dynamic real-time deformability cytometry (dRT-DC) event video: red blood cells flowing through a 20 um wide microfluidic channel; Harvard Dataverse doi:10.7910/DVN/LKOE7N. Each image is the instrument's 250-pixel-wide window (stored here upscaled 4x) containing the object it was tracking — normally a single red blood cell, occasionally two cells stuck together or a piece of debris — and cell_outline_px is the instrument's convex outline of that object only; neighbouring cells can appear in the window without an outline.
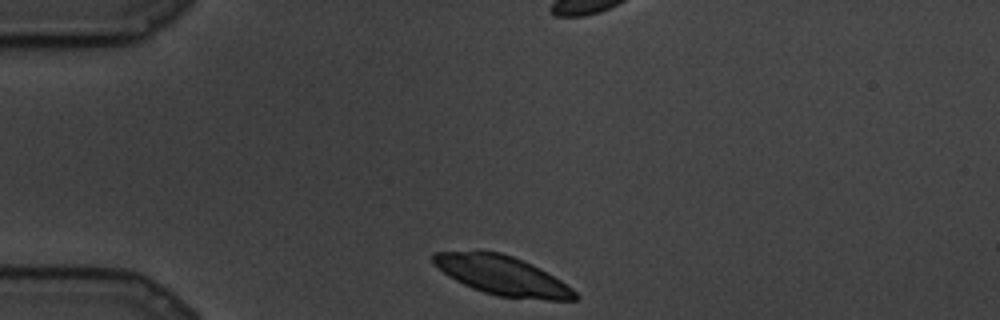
{"species": "common noctule bat (a hibernating species)", "species_latin": "Nyctalus noctula", "temperature_condition": "cold", "stored_images_in_passage": 68, "camera_frame_rate_fps": 3000, "um_per_image_px": 0.085, "animal": {"sex": "male", "body_mass_g": 19.5, "forearm_length_mm": 54.6}, "frame": {"image": 1, "passage_image": 1, "time_ms": 0.0, "image_size_px": [1000, 320], "cell_outline_px": [[580, 296], [576, 300], [548, 300], [496, 296], [472, 288], [448, 276], [432, 264], [432, 252], [500, 252], [512, 256], [532, 264], [560, 280], [572, 288]], "centroid_in_image_um": [42.7, 23.43], "position_along_channel_um": 42.3, "area_um2": 32.08}}
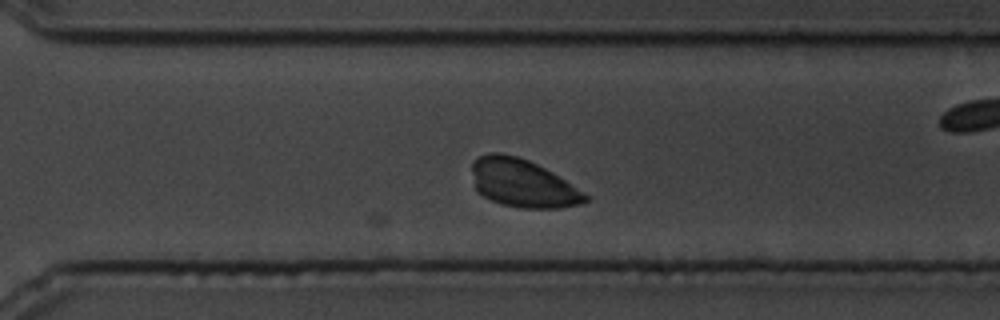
{"frame": {"image": 2, "passage_image": 43, "time_ms": 14.0, "image_size_px": [1000, 320], "cell_outline_px": [[592, 196], [588, 200], [580, 204], [560, 208], [520, 208], [500, 204], [476, 192], [472, 172], [472, 160], [476, 156], [488, 152], [500, 152], [516, 156], [528, 160], [552, 172]], "centroid_in_image_um": [44.42, 15.57], "position_along_channel_um": 326.2, "area_um2": 32.08}}